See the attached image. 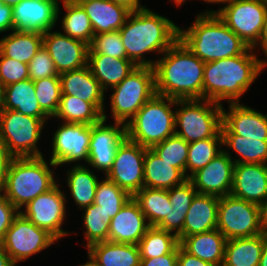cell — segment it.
Segmentation results:
<instances>
[{
	"label": "cell",
	"instance_id": "obj_16",
	"mask_svg": "<svg viewBox=\"0 0 267 266\" xmlns=\"http://www.w3.org/2000/svg\"><path fill=\"white\" fill-rule=\"evenodd\" d=\"M105 121L106 115L103 114L100 122L91 125L88 165L107 174L113 165L117 148L126 138V124L115 122L111 126L105 125Z\"/></svg>",
	"mask_w": 267,
	"mask_h": 266
},
{
	"label": "cell",
	"instance_id": "obj_8",
	"mask_svg": "<svg viewBox=\"0 0 267 266\" xmlns=\"http://www.w3.org/2000/svg\"><path fill=\"white\" fill-rule=\"evenodd\" d=\"M204 101L177 100V105L182 107L175 112V127L180 126L182 130L175 131V135L187 143L212 138L221 130L222 105L212 100Z\"/></svg>",
	"mask_w": 267,
	"mask_h": 266
},
{
	"label": "cell",
	"instance_id": "obj_22",
	"mask_svg": "<svg viewBox=\"0 0 267 266\" xmlns=\"http://www.w3.org/2000/svg\"><path fill=\"white\" fill-rule=\"evenodd\" d=\"M229 111L222 110V123L236 135L267 141V115L241 105L230 103Z\"/></svg>",
	"mask_w": 267,
	"mask_h": 266
},
{
	"label": "cell",
	"instance_id": "obj_34",
	"mask_svg": "<svg viewBox=\"0 0 267 266\" xmlns=\"http://www.w3.org/2000/svg\"><path fill=\"white\" fill-rule=\"evenodd\" d=\"M133 199L139 204L141 211L152 227H157L172 208L168 190L164 189L143 187L133 196Z\"/></svg>",
	"mask_w": 267,
	"mask_h": 266
},
{
	"label": "cell",
	"instance_id": "obj_49",
	"mask_svg": "<svg viewBox=\"0 0 267 266\" xmlns=\"http://www.w3.org/2000/svg\"><path fill=\"white\" fill-rule=\"evenodd\" d=\"M186 214L177 211H168V215L165 219L157 226L161 230L167 232L176 231L174 234L178 237L179 242L182 240V230L185 222Z\"/></svg>",
	"mask_w": 267,
	"mask_h": 266
},
{
	"label": "cell",
	"instance_id": "obj_56",
	"mask_svg": "<svg viewBox=\"0 0 267 266\" xmlns=\"http://www.w3.org/2000/svg\"><path fill=\"white\" fill-rule=\"evenodd\" d=\"M111 1L118 3V4H122L126 6L127 8H129L131 11L144 8L141 5H139V0H111Z\"/></svg>",
	"mask_w": 267,
	"mask_h": 266
},
{
	"label": "cell",
	"instance_id": "obj_19",
	"mask_svg": "<svg viewBox=\"0 0 267 266\" xmlns=\"http://www.w3.org/2000/svg\"><path fill=\"white\" fill-rule=\"evenodd\" d=\"M12 11L14 31L44 34L55 26L60 10L53 0H22Z\"/></svg>",
	"mask_w": 267,
	"mask_h": 266
},
{
	"label": "cell",
	"instance_id": "obj_53",
	"mask_svg": "<svg viewBox=\"0 0 267 266\" xmlns=\"http://www.w3.org/2000/svg\"><path fill=\"white\" fill-rule=\"evenodd\" d=\"M12 157L7 153H4L0 157V194L4 191L5 184H6V177L9 164L11 162Z\"/></svg>",
	"mask_w": 267,
	"mask_h": 266
},
{
	"label": "cell",
	"instance_id": "obj_43",
	"mask_svg": "<svg viewBox=\"0 0 267 266\" xmlns=\"http://www.w3.org/2000/svg\"><path fill=\"white\" fill-rule=\"evenodd\" d=\"M36 97L41 109L53 117L59 108L61 84L59 77H47L33 81Z\"/></svg>",
	"mask_w": 267,
	"mask_h": 266
},
{
	"label": "cell",
	"instance_id": "obj_14",
	"mask_svg": "<svg viewBox=\"0 0 267 266\" xmlns=\"http://www.w3.org/2000/svg\"><path fill=\"white\" fill-rule=\"evenodd\" d=\"M20 213L35 226L46 230L56 240L68 235L61 229L65 219V196L57 184L49 191L38 195L25 205Z\"/></svg>",
	"mask_w": 267,
	"mask_h": 266
},
{
	"label": "cell",
	"instance_id": "obj_63",
	"mask_svg": "<svg viewBox=\"0 0 267 266\" xmlns=\"http://www.w3.org/2000/svg\"><path fill=\"white\" fill-rule=\"evenodd\" d=\"M5 153L3 142L0 139V157Z\"/></svg>",
	"mask_w": 267,
	"mask_h": 266
},
{
	"label": "cell",
	"instance_id": "obj_31",
	"mask_svg": "<svg viewBox=\"0 0 267 266\" xmlns=\"http://www.w3.org/2000/svg\"><path fill=\"white\" fill-rule=\"evenodd\" d=\"M263 245L264 233L227 240L222 266H259Z\"/></svg>",
	"mask_w": 267,
	"mask_h": 266
},
{
	"label": "cell",
	"instance_id": "obj_29",
	"mask_svg": "<svg viewBox=\"0 0 267 266\" xmlns=\"http://www.w3.org/2000/svg\"><path fill=\"white\" fill-rule=\"evenodd\" d=\"M87 249L89 257L99 266H140L138 245L103 241Z\"/></svg>",
	"mask_w": 267,
	"mask_h": 266
},
{
	"label": "cell",
	"instance_id": "obj_11",
	"mask_svg": "<svg viewBox=\"0 0 267 266\" xmlns=\"http://www.w3.org/2000/svg\"><path fill=\"white\" fill-rule=\"evenodd\" d=\"M208 12L217 14L248 47L252 48L263 28L267 0H231L219 11H206L205 14Z\"/></svg>",
	"mask_w": 267,
	"mask_h": 266
},
{
	"label": "cell",
	"instance_id": "obj_6",
	"mask_svg": "<svg viewBox=\"0 0 267 266\" xmlns=\"http://www.w3.org/2000/svg\"><path fill=\"white\" fill-rule=\"evenodd\" d=\"M173 105H177L176 99L153 95L127 123L126 137L148 149L175 135Z\"/></svg>",
	"mask_w": 267,
	"mask_h": 266
},
{
	"label": "cell",
	"instance_id": "obj_20",
	"mask_svg": "<svg viewBox=\"0 0 267 266\" xmlns=\"http://www.w3.org/2000/svg\"><path fill=\"white\" fill-rule=\"evenodd\" d=\"M230 194L262 207L267 199V164H235Z\"/></svg>",
	"mask_w": 267,
	"mask_h": 266
},
{
	"label": "cell",
	"instance_id": "obj_46",
	"mask_svg": "<svg viewBox=\"0 0 267 266\" xmlns=\"http://www.w3.org/2000/svg\"><path fill=\"white\" fill-rule=\"evenodd\" d=\"M28 69L29 79L32 81L47 77H59L54 61L43 44L28 63Z\"/></svg>",
	"mask_w": 267,
	"mask_h": 266
},
{
	"label": "cell",
	"instance_id": "obj_18",
	"mask_svg": "<svg viewBox=\"0 0 267 266\" xmlns=\"http://www.w3.org/2000/svg\"><path fill=\"white\" fill-rule=\"evenodd\" d=\"M43 45L59 75L88 65L89 45L84 41L49 30L43 34Z\"/></svg>",
	"mask_w": 267,
	"mask_h": 266
},
{
	"label": "cell",
	"instance_id": "obj_50",
	"mask_svg": "<svg viewBox=\"0 0 267 266\" xmlns=\"http://www.w3.org/2000/svg\"><path fill=\"white\" fill-rule=\"evenodd\" d=\"M178 246L169 254L157 258L141 259L140 266H177Z\"/></svg>",
	"mask_w": 267,
	"mask_h": 266
},
{
	"label": "cell",
	"instance_id": "obj_55",
	"mask_svg": "<svg viewBox=\"0 0 267 266\" xmlns=\"http://www.w3.org/2000/svg\"><path fill=\"white\" fill-rule=\"evenodd\" d=\"M0 266H15L0 241Z\"/></svg>",
	"mask_w": 267,
	"mask_h": 266
},
{
	"label": "cell",
	"instance_id": "obj_61",
	"mask_svg": "<svg viewBox=\"0 0 267 266\" xmlns=\"http://www.w3.org/2000/svg\"><path fill=\"white\" fill-rule=\"evenodd\" d=\"M209 3H229L231 0H203Z\"/></svg>",
	"mask_w": 267,
	"mask_h": 266
},
{
	"label": "cell",
	"instance_id": "obj_48",
	"mask_svg": "<svg viewBox=\"0 0 267 266\" xmlns=\"http://www.w3.org/2000/svg\"><path fill=\"white\" fill-rule=\"evenodd\" d=\"M19 212L3 194H0V241Z\"/></svg>",
	"mask_w": 267,
	"mask_h": 266
},
{
	"label": "cell",
	"instance_id": "obj_33",
	"mask_svg": "<svg viewBox=\"0 0 267 266\" xmlns=\"http://www.w3.org/2000/svg\"><path fill=\"white\" fill-rule=\"evenodd\" d=\"M223 145L232 148L242 159L233 160L235 164H267V141L246 138L233 134L223 123L221 124Z\"/></svg>",
	"mask_w": 267,
	"mask_h": 266
},
{
	"label": "cell",
	"instance_id": "obj_17",
	"mask_svg": "<svg viewBox=\"0 0 267 266\" xmlns=\"http://www.w3.org/2000/svg\"><path fill=\"white\" fill-rule=\"evenodd\" d=\"M235 163L230 154L222 151L204 168L192 174L188 180L198 194L222 197L229 195L233 186Z\"/></svg>",
	"mask_w": 267,
	"mask_h": 266
},
{
	"label": "cell",
	"instance_id": "obj_37",
	"mask_svg": "<svg viewBox=\"0 0 267 266\" xmlns=\"http://www.w3.org/2000/svg\"><path fill=\"white\" fill-rule=\"evenodd\" d=\"M179 244L175 234L151 226L137 245L141 259H149L169 254Z\"/></svg>",
	"mask_w": 267,
	"mask_h": 266
},
{
	"label": "cell",
	"instance_id": "obj_10",
	"mask_svg": "<svg viewBox=\"0 0 267 266\" xmlns=\"http://www.w3.org/2000/svg\"><path fill=\"white\" fill-rule=\"evenodd\" d=\"M217 229L227 240L260 235L262 207L231 194L219 197Z\"/></svg>",
	"mask_w": 267,
	"mask_h": 266
},
{
	"label": "cell",
	"instance_id": "obj_45",
	"mask_svg": "<svg viewBox=\"0 0 267 266\" xmlns=\"http://www.w3.org/2000/svg\"><path fill=\"white\" fill-rule=\"evenodd\" d=\"M26 79H29L28 64L5 57L0 52V85L6 87Z\"/></svg>",
	"mask_w": 267,
	"mask_h": 266
},
{
	"label": "cell",
	"instance_id": "obj_62",
	"mask_svg": "<svg viewBox=\"0 0 267 266\" xmlns=\"http://www.w3.org/2000/svg\"><path fill=\"white\" fill-rule=\"evenodd\" d=\"M90 260L85 263L84 265L82 264L81 266H99L97 263H95L91 258H89Z\"/></svg>",
	"mask_w": 267,
	"mask_h": 266
},
{
	"label": "cell",
	"instance_id": "obj_25",
	"mask_svg": "<svg viewBox=\"0 0 267 266\" xmlns=\"http://www.w3.org/2000/svg\"><path fill=\"white\" fill-rule=\"evenodd\" d=\"M219 197L197 194L190 204L182 230V239L217 229Z\"/></svg>",
	"mask_w": 267,
	"mask_h": 266
},
{
	"label": "cell",
	"instance_id": "obj_57",
	"mask_svg": "<svg viewBox=\"0 0 267 266\" xmlns=\"http://www.w3.org/2000/svg\"><path fill=\"white\" fill-rule=\"evenodd\" d=\"M259 266H267V233L264 232V245Z\"/></svg>",
	"mask_w": 267,
	"mask_h": 266
},
{
	"label": "cell",
	"instance_id": "obj_2",
	"mask_svg": "<svg viewBox=\"0 0 267 266\" xmlns=\"http://www.w3.org/2000/svg\"><path fill=\"white\" fill-rule=\"evenodd\" d=\"M119 33L127 59L136 66L153 67L156 62L142 55L151 51L163 54L179 39L178 26L145 7L131 11Z\"/></svg>",
	"mask_w": 267,
	"mask_h": 266
},
{
	"label": "cell",
	"instance_id": "obj_7",
	"mask_svg": "<svg viewBox=\"0 0 267 266\" xmlns=\"http://www.w3.org/2000/svg\"><path fill=\"white\" fill-rule=\"evenodd\" d=\"M113 89L114 92L111 95L112 115L115 122L123 124L126 122L127 125L140 108L156 94L154 68L137 66Z\"/></svg>",
	"mask_w": 267,
	"mask_h": 266
},
{
	"label": "cell",
	"instance_id": "obj_41",
	"mask_svg": "<svg viewBox=\"0 0 267 266\" xmlns=\"http://www.w3.org/2000/svg\"><path fill=\"white\" fill-rule=\"evenodd\" d=\"M83 209H85L83 219L86 227L84 236L87 239V248L91 244L108 241L111 218L94 203Z\"/></svg>",
	"mask_w": 267,
	"mask_h": 266
},
{
	"label": "cell",
	"instance_id": "obj_51",
	"mask_svg": "<svg viewBox=\"0 0 267 266\" xmlns=\"http://www.w3.org/2000/svg\"><path fill=\"white\" fill-rule=\"evenodd\" d=\"M177 266H215L212 263L203 261L196 256L186 252L180 244L178 245Z\"/></svg>",
	"mask_w": 267,
	"mask_h": 266
},
{
	"label": "cell",
	"instance_id": "obj_35",
	"mask_svg": "<svg viewBox=\"0 0 267 266\" xmlns=\"http://www.w3.org/2000/svg\"><path fill=\"white\" fill-rule=\"evenodd\" d=\"M55 117L67 123L92 125L103 119V114L89 102L75 96L61 94L60 104Z\"/></svg>",
	"mask_w": 267,
	"mask_h": 266
},
{
	"label": "cell",
	"instance_id": "obj_9",
	"mask_svg": "<svg viewBox=\"0 0 267 266\" xmlns=\"http://www.w3.org/2000/svg\"><path fill=\"white\" fill-rule=\"evenodd\" d=\"M44 122L41 118L4 110L0 115V139L5 153L12 158L42 156L36 144L41 137Z\"/></svg>",
	"mask_w": 267,
	"mask_h": 266
},
{
	"label": "cell",
	"instance_id": "obj_60",
	"mask_svg": "<svg viewBox=\"0 0 267 266\" xmlns=\"http://www.w3.org/2000/svg\"><path fill=\"white\" fill-rule=\"evenodd\" d=\"M0 1L8 6L13 7L19 4L22 0H0Z\"/></svg>",
	"mask_w": 267,
	"mask_h": 266
},
{
	"label": "cell",
	"instance_id": "obj_5",
	"mask_svg": "<svg viewBox=\"0 0 267 266\" xmlns=\"http://www.w3.org/2000/svg\"><path fill=\"white\" fill-rule=\"evenodd\" d=\"M43 156L14 157L8 167L4 196L18 210L57 183Z\"/></svg>",
	"mask_w": 267,
	"mask_h": 266
},
{
	"label": "cell",
	"instance_id": "obj_38",
	"mask_svg": "<svg viewBox=\"0 0 267 266\" xmlns=\"http://www.w3.org/2000/svg\"><path fill=\"white\" fill-rule=\"evenodd\" d=\"M63 4L67 11L62 20L65 35L90 45L94 37V31L88 15L78 2L65 1Z\"/></svg>",
	"mask_w": 267,
	"mask_h": 266
},
{
	"label": "cell",
	"instance_id": "obj_52",
	"mask_svg": "<svg viewBox=\"0 0 267 266\" xmlns=\"http://www.w3.org/2000/svg\"><path fill=\"white\" fill-rule=\"evenodd\" d=\"M13 31V11L12 7L0 1V32Z\"/></svg>",
	"mask_w": 267,
	"mask_h": 266
},
{
	"label": "cell",
	"instance_id": "obj_40",
	"mask_svg": "<svg viewBox=\"0 0 267 266\" xmlns=\"http://www.w3.org/2000/svg\"><path fill=\"white\" fill-rule=\"evenodd\" d=\"M131 198L127 191L106 178L97 184L94 204L99 205L100 209L112 219Z\"/></svg>",
	"mask_w": 267,
	"mask_h": 266
},
{
	"label": "cell",
	"instance_id": "obj_54",
	"mask_svg": "<svg viewBox=\"0 0 267 266\" xmlns=\"http://www.w3.org/2000/svg\"><path fill=\"white\" fill-rule=\"evenodd\" d=\"M258 42H259L260 47H262L265 55L267 56V13L265 15L264 24H263V28H262L260 37H259L257 43L252 47V49L255 48V46L258 44Z\"/></svg>",
	"mask_w": 267,
	"mask_h": 266
},
{
	"label": "cell",
	"instance_id": "obj_30",
	"mask_svg": "<svg viewBox=\"0 0 267 266\" xmlns=\"http://www.w3.org/2000/svg\"><path fill=\"white\" fill-rule=\"evenodd\" d=\"M4 110H14L23 115L41 118L44 121L48 115L41 109L31 79L19 81L3 87Z\"/></svg>",
	"mask_w": 267,
	"mask_h": 266
},
{
	"label": "cell",
	"instance_id": "obj_47",
	"mask_svg": "<svg viewBox=\"0 0 267 266\" xmlns=\"http://www.w3.org/2000/svg\"><path fill=\"white\" fill-rule=\"evenodd\" d=\"M198 194L193 184L187 179L183 184L175 186L168 190L170 204L172 208L169 211L183 212L187 214L190 204Z\"/></svg>",
	"mask_w": 267,
	"mask_h": 266
},
{
	"label": "cell",
	"instance_id": "obj_3",
	"mask_svg": "<svg viewBox=\"0 0 267 266\" xmlns=\"http://www.w3.org/2000/svg\"><path fill=\"white\" fill-rule=\"evenodd\" d=\"M251 51L253 50L249 47L239 56L205 62L203 100H212L221 104L222 100L227 99L230 103H239L240 96L246 92L267 65Z\"/></svg>",
	"mask_w": 267,
	"mask_h": 266
},
{
	"label": "cell",
	"instance_id": "obj_24",
	"mask_svg": "<svg viewBox=\"0 0 267 266\" xmlns=\"http://www.w3.org/2000/svg\"><path fill=\"white\" fill-rule=\"evenodd\" d=\"M59 78L62 94L75 96L92 103L104 114V91L88 65L78 70L64 72L59 75Z\"/></svg>",
	"mask_w": 267,
	"mask_h": 266
},
{
	"label": "cell",
	"instance_id": "obj_26",
	"mask_svg": "<svg viewBox=\"0 0 267 266\" xmlns=\"http://www.w3.org/2000/svg\"><path fill=\"white\" fill-rule=\"evenodd\" d=\"M88 66L103 91L122 82L137 66L127 58L95 53L90 47Z\"/></svg>",
	"mask_w": 267,
	"mask_h": 266
},
{
	"label": "cell",
	"instance_id": "obj_58",
	"mask_svg": "<svg viewBox=\"0 0 267 266\" xmlns=\"http://www.w3.org/2000/svg\"><path fill=\"white\" fill-rule=\"evenodd\" d=\"M262 226L264 232L267 233V199L264 205L262 206Z\"/></svg>",
	"mask_w": 267,
	"mask_h": 266
},
{
	"label": "cell",
	"instance_id": "obj_15",
	"mask_svg": "<svg viewBox=\"0 0 267 266\" xmlns=\"http://www.w3.org/2000/svg\"><path fill=\"white\" fill-rule=\"evenodd\" d=\"M91 125L67 123L58 127L53 137L51 166L85 160L88 163Z\"/></svg>",
	"mask_w": 267,
	"mask_h": 266
},
{
	"label": "cell",
	"instance_id": "obj_12",
	"mask_svg": "<svg viewBox=\"0 0 267 266\" xmlns=\"http://www.w3.org/2000/svg\"><path fill=\"white\" fill-rule=\"evenodd\" d=\"M55 240L46 230L35 226L19 212L1 242L12 262L16 264L46 249Z\"/></svg>",
	"mask_w": 267,
	"mask_h": 266
},
{
	"label": "cell",
	"instance_id": "obj_21",
	"mask_svg": "<svg viewBox=\"0 0 267 266\" xmlns=\"http://www.w3.org/2000/svg\"><path fill=\"white\" fill-rule=\"evenodd\" d=\"M150 227L139 204L132 197L111 219L108 241L137 245Z\"/></svg>",
	"mask_w": 267,
	"mask_h": 266
},
{
	"label": "cell",
	"instance_id": "obj_64",
	"mask_svg": "<svg viewBox=\"0 0 267 266\" xmlns=\"http://www.w3.org/2000/svg\"><path fill=\"white\" fill-rule=\"evenodd\" d=\"M175 1V3H177V6H180L182 4V2H184L185 0H173Z\"/></svg>",
	"mask_w": 267,
	"mask_h": 266
},
{
	"label": "cell",
	"instance_id": "obj_1",
	"mask_svg": "<svg viewBox=\"0 0 267 266\" xmlns=\"http://www.w3.org/2000/svg\"><path fill=\"white\" fill-rule=\"evenodd\" d=\"M205 62L179 39L156 61V94L176 100L203 99Z\"/></svg>",
	"mask_w": 267,
	"mask_h": 266
},
{
	"label": "cell",
	"instance_id": "obj_44",
	"mask_svg": "<svg viewBox=\"0 0 267 266\" xmlns=\"http://www.w3.org/2000/svg\"><path fill=\"white\" fill-rule=\"evenodd\" d=\"M89 47L98 54H104L115 58H127L119 31L94 35Z\"/></svg>",
	"mask_w": 267,
	"mask_h": 266
},
{
	"label": "cell",
	"instance_id": "obj_27",
	"mask_svg": "<svg viewBox=\"0 0 267 266\" xmlns=\"http://www.w3.org/2000/svg\"><path fill=\"white\" fill-rule=\"evenodd\" d=\"M226 241L225 236L218 229H214L186 236L180 241V246L203 261L222 266Z\"/></svg>",
	"mask_w": 267,
	"mask_h": 266
},
{
	"label": "cell",
	"instance_id": "obj_65",
	"mask_svg": "<svg viewBox=\"0 0 267 266\" xmlns=\"http://www.w3.org/2000/svg\"><path fill=\"white\" fill-rule=\"evenodd\" d=\"M63 2L67 1V2H79L81 0H62Z\"/></svg>",
	"mask_w": 267,
	"mask_h": 266
},
{
	"label": "cell",
	"instance_id": "obj_32",
	"mask_svg": "<svg viewBox=\"0 0 267 266\" xmlns=\"http://www.w3.org/2000/svg\"><path fill=\"white\" fill-rule=\"evenodd\" d=\"M42 44V33L13 30L11 34L0 39V52L5 57L28 64Z\"/></svg>",
	"mask_w": 267,
	"mask_h": 266
},
{
	"label": "cell",
	"instance_id": "obj_36",
	"mask_svg": "<svg viewBox=\"0 0 267 266\" xmlns=\"http://www.w3.org/2000/svg\"><path fill=\"white\" fill-rule=\"evenodd\" d=\"M67 182L71 195L81 209L94 203L99 181L87 167L75 164L68 172Z\"/></svg>",
	"mask_w": 267,
	"mask_h": 266
},
{
	"label": "cell",
	"instance_id": "obj_23",
	"mask_svg": "<svg viewBox=\"0 0 267 266\" xmlns=\"http://www.w3.org/2000/svg\"><path fill=\"white\" fill-rule=\"evenodd\" d=\"M78 3L88 15L94 35L119 31L131 12L111 0H81Z\"/></svg>",
	"mask_w": 267,
	"mask_h": 266
},
{
	"label": "cell",
	"instance_id": "obj_4",
	"mask_svg": "<svg viewBox=\"0 0 267 266\" xmlns=\"http://www.w3.org/2000/svg\"><path fill=\"white\" fill-rule=\"evenodd\" d=\"M179 40L203 62L239 56L249 47L217 14L198 15L187 30L179 28Z\"/></svg>",
	"mask_w": 267,
	"mask_h": 266
},
{
	"label": "cell",
	"instance_id": "obj_28",
	"mask_svg": "<svg viewBox=\"0 0 267 266\" xmlns=\"http://www.w3.org/2000/svg\"><path fill=\"white\" fill-rule=\"evenodd\" d=\"M188 179L180 169L175 168L151 149L144 155V187L169 190L183 184Z\"/></svg>",
	"mask_w": 267,
	"mask_h": 266
},
{
	"label": "cell",
	"instance_id": "obj_42",
	"mask_svg": "<svg viewBox=\"0 0 267 266\" xmlns=\"http://www.w3.org/2000/svg\"><path fill=\"white\" fill-rule=\"evenodd\" d=\"M189 143L183 138L173 135L168 137L159 144L154 145L151 149L169 165L180 169L186 174V162L188 158Z\"/></svg>",
	"mask_w": 267,
	"mask_h": 266
},
{
	"label": "cell",
	"instance_id": "obj_39",
	"mask_svg": "<svg viewBox=\"0 0 267 266\" xmlns=\"http://www.w3.org/2000/svg\"><path fill=\"white\" fill-rule=\"evenodd\" d=\"M218 144L223 145L221 130L212 138L189 143L186 172L190 169L191 174L188 175V178L199 169L204 168L223 151L221 148L218 150Z\"/></svg>",
	"mask_w": 267,
	"mask_h": 266
},
{
	"label": "cell",
	"instance_id": "obj_13",
	"mask_svg": "<svg viewBox=\"0 0 267 266\" xmlns=\"http://www.w3.org/2000/svg\"><path fill=\"white\" fill-rule=\"evenodd\" d=\"M145 151V147L126 137L116 150L111 169L105 174L132 197L144 187Z\"/></svg>",
	"mask_w": 267,
	"mask_h": 266
},
{
	"label": "cell",
	"instance_id": "obj_59",
	"mask_svg": "<svg viewBox=\"0 0 267 266\" xmlns=\"http://www.w3.org/2000/svg\"><path fill=\"white\" fill-rule=\"evenodd\" d=\"M4 111V95H3V87L0 85V115Z\"/></svg>",
	"mask_w": 267,
	"mask_h": 266
}]
</instances>
